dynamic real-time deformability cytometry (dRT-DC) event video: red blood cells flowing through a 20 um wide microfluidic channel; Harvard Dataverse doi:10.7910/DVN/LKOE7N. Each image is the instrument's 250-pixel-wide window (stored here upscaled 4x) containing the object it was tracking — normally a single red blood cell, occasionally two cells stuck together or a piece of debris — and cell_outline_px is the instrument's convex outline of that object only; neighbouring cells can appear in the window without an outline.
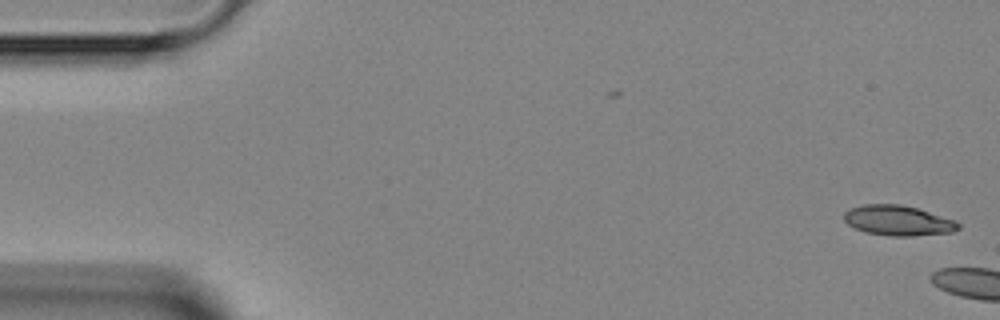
{"species": "Egyptian fruit bat (a non-hibernating species)", "species_latin": "Rousettus aegyptiacus", "temperature_condition": "room temperature", "stored_images_in_passage": 2, "camera_frame_rate_fps": 3000, "um_per_image_px": 0.085, "animal": {"sex": "female"}, "frame": {"image": 1, "passage_image": 2, "time_ms": 1.0, "image_size_px": [1000, 320], "cell_outline_px": [[960, 228], [952, 232], [912, 236], [892, 236], [864, 232], [848, 224], [844, 220], [844, 212], [852, 208], [864, 204], [900, 204], [916, 208], [956, 220], [960, 224]], "centroid_in_image_um": [76.35, 18.75], "position_along_channel_um": 8.7, "area_um2": 20.0}}